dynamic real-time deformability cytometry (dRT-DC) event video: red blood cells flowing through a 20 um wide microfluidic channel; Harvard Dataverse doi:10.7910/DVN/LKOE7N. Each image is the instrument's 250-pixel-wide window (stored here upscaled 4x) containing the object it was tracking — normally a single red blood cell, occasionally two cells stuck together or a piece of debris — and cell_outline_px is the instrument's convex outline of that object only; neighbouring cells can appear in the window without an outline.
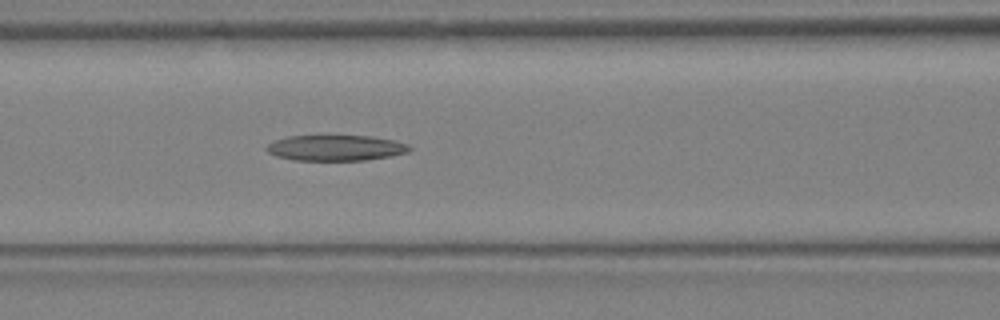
{"species": "Egyptian fruit bat (a non-hibernating species)", "species_latin": "Rousettus aegyptiacus", "temperature_condition": "warm", "stored_images_in_passage": 11, "camera_frame_rate_fps": 3000, "um_per_image_px": 0.085, "animal": {"sex": "female"}, "frame": {"image": 1, "passage_image": 11, "time_ms": 3.333, "image_size_px": [1000, 320], "cell_outline_px": [[412, 148], [408, 152], [388, 156], [364, 160], [296, 160], [276, 156], [268, 152], [264, 148], [268, 144], [276, 140], [288, 136], [372, 136], [396, 140], [408, 144]], "centroid_in_image_um": [28.54, 12.56], "position_along_channel_um": 138.1, "area_um2": 21.27}}